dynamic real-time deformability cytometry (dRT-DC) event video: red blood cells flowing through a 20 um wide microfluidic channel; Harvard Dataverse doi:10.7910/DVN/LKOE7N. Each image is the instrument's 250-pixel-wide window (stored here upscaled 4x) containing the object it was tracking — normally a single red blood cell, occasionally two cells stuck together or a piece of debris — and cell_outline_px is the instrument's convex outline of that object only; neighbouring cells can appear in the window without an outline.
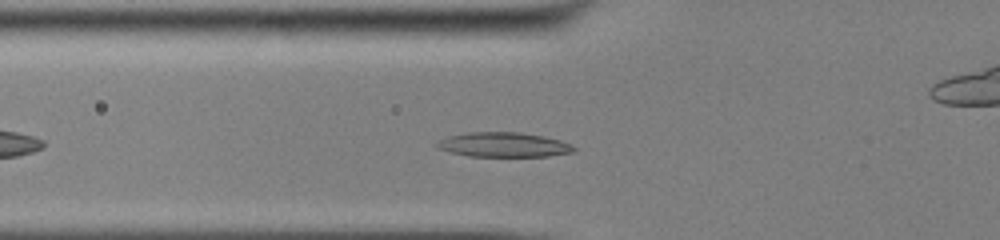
{"species": "common noctule bat (a hibernating species)", "species_latin": "Nyctalus noctula", "temperature_condition": "cold", "stored_images_in_passage": 42, "camera_frame_rate_fps": 3000, "um_per_image_px": 0.085, "animal": {"sex": "male", "body_mass_g": 13.0, "forearm_length_mm": 53.1}, "frame": {"image": 1, "passage_image": 8, "time_ms": 2.333, "image_size_px": [1000, 240], "cell_outline_px": [[576, 148], [572, 152], [548, 156], [468, 156], [452, 152], [440, 148], [436, 144], [440, 140], [448, 136], [468, 132], [520, 132], [544, 136], [560, 140], [572, 144]], "centroid_in_image_um": [42.85, 12.29], "position_along_channel_um": 82.9, "area_um2": 19.48}}
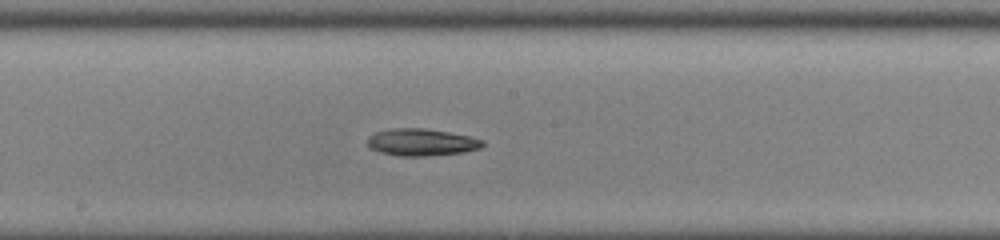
{"frame": {"image": 2, "passage_image": 18, "time_ms": 5.667, "image_size_px": [1000, 240], "cell_outline_px": [[484, 144], [480, 148], [464, 152], [424, 156], [400, 156], [380, 152], [368, 148], [368, 136], [376, 132], [392, 128], [424, 128], [472, 136], [484, 140]], "centroid_in_image_um": [35.83, 12.09], "position_along_channel_um": 212.4, "area_um2": 18.26}}
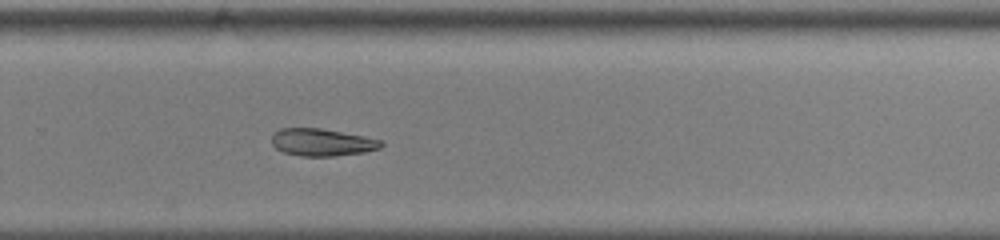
{"frame": {"image": 3, "passage_image": 25, "time_ms": 8.0, "image_size_px": [1000, 240], "cell_outline_px": [[384, 144], [380, 148], [364, 152], [332, 156], [300, 156], [284, 152], [276, 148], [272, 144], [272, 136], [280, 128], [320, 128], [364, 136], [380, 140]], "centroid_in_image_um": [27.36, 12.09], "position_along_channel_um": 302.4, "area_um2": 17.28}, "authors_computed_cell_mechanics": {"area_um2": 19.074, "velocity_mm_per_s": 3.8829, "shape_relaxation_time_tau1_ms": 8.3033, "shape_relaxation_time_tau2_ms": null, "deformation_change_tau1": 0.1718, "deformation_change_tau2": null}}